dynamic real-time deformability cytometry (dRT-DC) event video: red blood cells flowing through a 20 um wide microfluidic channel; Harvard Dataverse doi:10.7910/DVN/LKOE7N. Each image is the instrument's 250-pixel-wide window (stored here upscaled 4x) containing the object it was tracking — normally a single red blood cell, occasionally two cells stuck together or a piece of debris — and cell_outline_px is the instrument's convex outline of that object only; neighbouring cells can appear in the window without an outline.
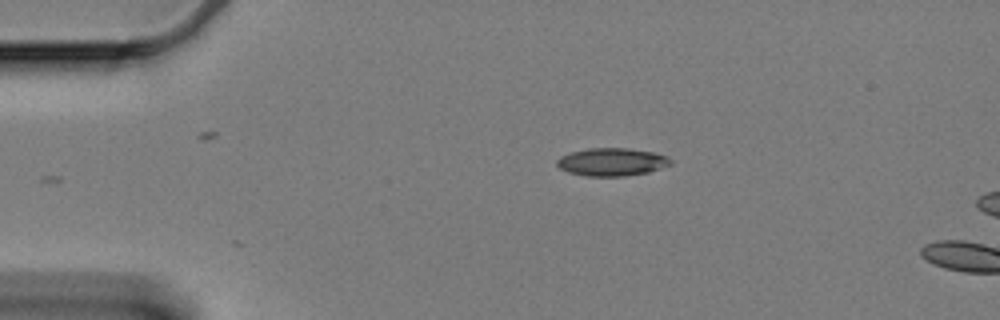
{"species": "Egyptian fruit bat (a non-hibernating species)", "species_latin": "Rousettus aegyptiacus", "temperature_condition": "cold", "stored_images_in_passage": 4, "camera_frame_rate_fps": 3000, "um_per_image_px": 0.085, "animal": {"sex": "female"}, "frame": {"image": 1, "passage_image": 1, "time_ms": 0.0, "image_size_px": [1000, 320], "cell_outline_px": [[672, 164], [648, 172], [624, 176], [588, 176], [568, 172], [560, 168], [556, 164], [556, 160], [560, 156], [572, 152], [588, 148], [628, 148], [652, 152], [668, 156], [672, 160]], "centroid_in_image_um": [52.01, 13.76], "position_along_channel_um": 33.0, "area_um2": 18.44}}